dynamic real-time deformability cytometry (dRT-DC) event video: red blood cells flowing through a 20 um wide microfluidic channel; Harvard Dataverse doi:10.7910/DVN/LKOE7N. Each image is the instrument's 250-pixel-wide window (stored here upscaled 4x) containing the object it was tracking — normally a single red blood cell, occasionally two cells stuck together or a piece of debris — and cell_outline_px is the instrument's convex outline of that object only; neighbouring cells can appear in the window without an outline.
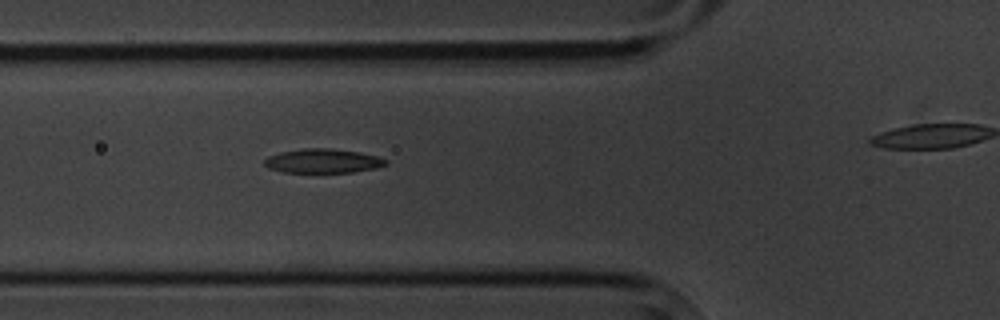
{"species": "common noctule bat (a hibernating species)", "species_latin": "Nyctalus noctula", "temperature_condition": "cold", "stored_images_in_passage": 4, "segment_of_instrument_passage": [1, 2], "camera_frame_rate_fps": 3000, "um_per_image_px": 0.085, "animal": {"sex": "male", "body_mass_g": 20.1, "forearm_length_mm": 53.5}, "frame": {"image": 1, "passage_image": 3, "time_ms": 2.333, "image_size_px": [1000, 320], "cell_outline_px": [[388, 164], [376, 168], [352, 172], [284, 172], [268, 168], [264, 164], [264, 160], [268, 156], [280, 152], [304, 148], [332, 148], [360, 152], [376, 156], [388, 160]], "centroid_in_image_um": [27.45, 13.67], "position_along_channel_um": 98.3, "area_um2": 17.11}}